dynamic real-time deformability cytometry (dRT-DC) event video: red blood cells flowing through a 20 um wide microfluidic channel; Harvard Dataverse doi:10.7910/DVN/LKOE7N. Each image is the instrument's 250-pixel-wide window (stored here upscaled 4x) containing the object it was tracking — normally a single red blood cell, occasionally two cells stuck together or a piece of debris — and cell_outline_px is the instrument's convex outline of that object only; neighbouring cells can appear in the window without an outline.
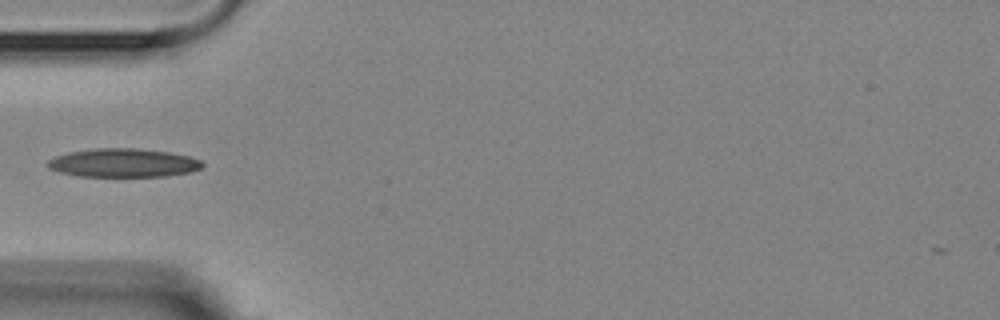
{"species": "Egyptian fruit bat (a non-hibernating species)", "species_latin": "Rousettus aegyptiacus", "temperature_condition": "room temperature", "stored_images_in_passage": 3, "camera_frame_rate_fps": 3000, "um_per_image_px": 0.085, "animal": {"sex": "female"}, "frame": {"image": 1, "passage_image": 3, "time_ms": 3.0, "image_size_px": [1000, 320], "cell_outline_px": [[204, 164], [200, 168], [188, 172], [168, 176], [80, 176], [60, 172], [48, 168], [48, 160], [56, 156], [68, 152], [96, 148], [136, 148], [168, 152], [188, 156], [200, 160]], "centroid_in_image_um": [10.47, 13.84], "position_along_channel_um": 74.5, "area_um2": 25.55}}